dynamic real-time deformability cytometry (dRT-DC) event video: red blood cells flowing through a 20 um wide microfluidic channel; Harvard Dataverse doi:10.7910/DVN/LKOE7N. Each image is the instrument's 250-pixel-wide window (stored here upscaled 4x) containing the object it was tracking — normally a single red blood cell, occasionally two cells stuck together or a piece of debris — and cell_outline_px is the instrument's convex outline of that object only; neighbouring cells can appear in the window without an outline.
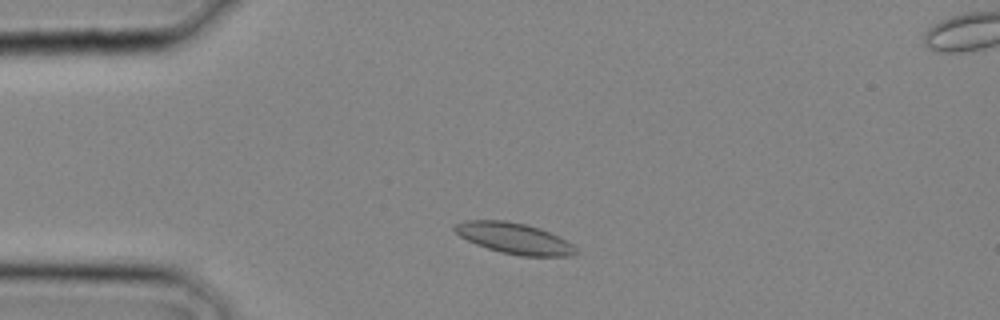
{"species": "common noctule bat (a hibernating species)", "species_latin": "Nyctalus noctula", "temperature_condition": "cold", "stored_images_in_passage": 25, "camera_frame_rate_fps": 3000, "um_per_image_px": 0.085, "animal": {"sex": "male", "body_mass_g": 20.4}, "frame": {"image": 1, "passage_image": 3, "time_ms": 0.667, "image_size_px": [1000, 320], "cell_outline_px": [[580, 252], [568, 256], [520, 256], [500, 252], [476, 244], [460, 236], [452, 228], [456, 224], [464, 220], [508, 220], [540, 228], [572, 244]], "centroid_in_image_um": [43.69, 20.26], "position_along_channel_um": 41.3, "area_um2": 21.68}}
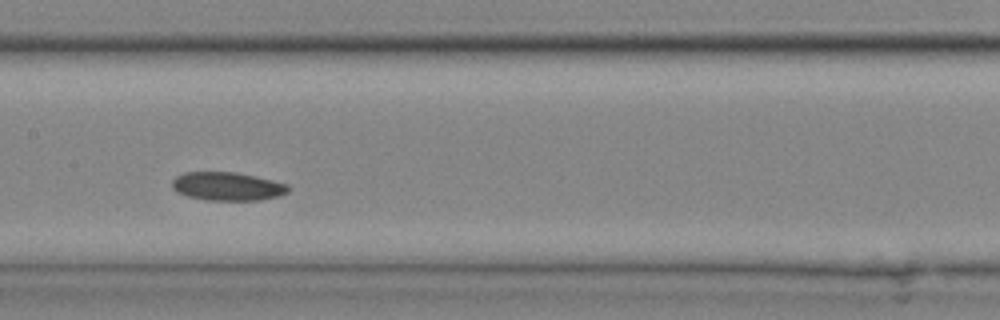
{"frame": {"image": 2, "passage_image": 11, "time_ms": 3.333, "image_size_px": [1000, 320], "cell_outline_px": [[292, 188], [288, 192], [280, 196], [260, 200], [208, 200], [188, 196], [176, 192], [172, 188], [172, 180], [176, 176], [184, 172], [236, 172], [272, 180], [288, 184]], "centroid_in_image_um": [19.34, 15.84], "position_along_channel_um": 188.1, "area_um2": 19.36}}
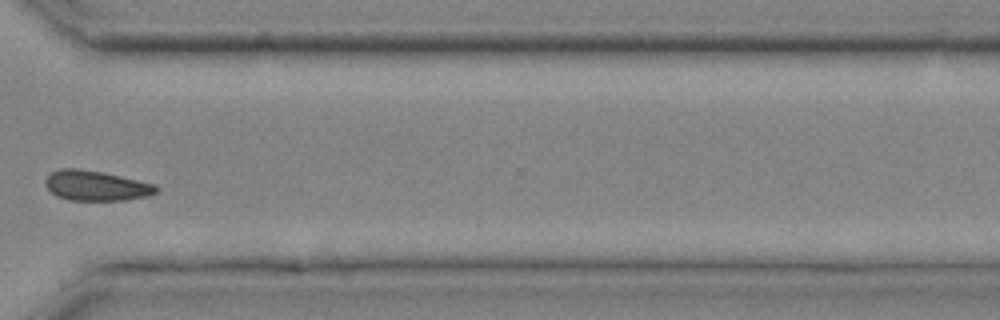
{"frame": {"image": 3, "passage_image": 19, "time_ms": 6.0, "image_size_px": [1000, 320], "cell_outline_px": [[160, 188], [156, 192], [148, 196], [124, 200], [68, 200], [56, 196], [44, 184], [44, 180], [48, 172], [60, 168], [80, 168], [120, 176], [156, 184]], "centroid_in_image_um": [8.13, 15.77], "position_along_channel_um": 362.5, "area_um2": 19.59}}